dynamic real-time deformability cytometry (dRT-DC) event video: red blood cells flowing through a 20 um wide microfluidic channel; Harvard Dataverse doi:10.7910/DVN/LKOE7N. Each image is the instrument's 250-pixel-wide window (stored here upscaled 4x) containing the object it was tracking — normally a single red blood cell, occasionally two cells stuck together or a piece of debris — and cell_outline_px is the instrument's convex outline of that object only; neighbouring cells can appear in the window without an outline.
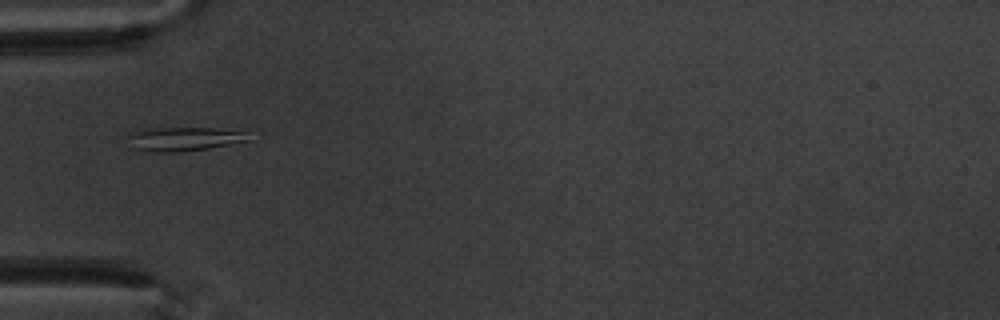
{"species": "common noctule bat (a hibernating species)", "species_latin": "Nyctalus noctula", "temperature_condition": "warm", "stored_images_in_passage": 3, "camera_frame_rate_fps": 3000, "um_per_image_px": 0.085, "animal": {"sex": "male", "body_mass_g": 20.1, "forearm_length_mm": 53.5}, "frame": {"image": 1, "passage_image": 1, "time_ms": 0.0, "image_size_px": [1000, 320], "cell_outline_px": [[252, 140], [208, 148], [176, 152], [152, 152], [136, 148], [128, 136], [132, 132], [148, 128], [248, 128]], "centroid_in_image_um": [15.87, 11.77], "position_along_channel_um": 69.1, "area_um2": 17.11}}
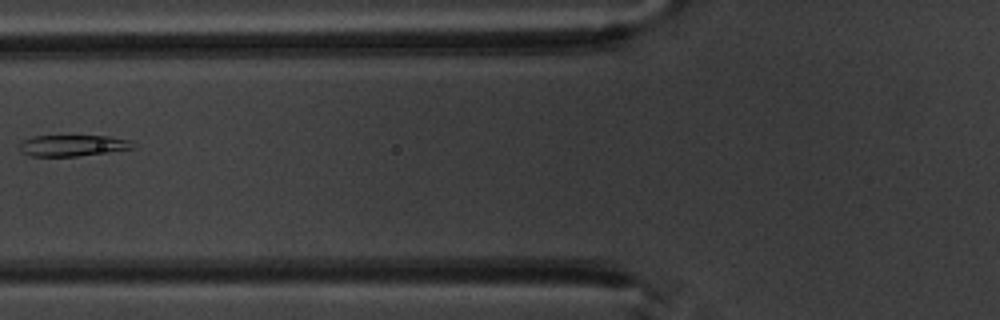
{"frame": {"image": 2, "passage_image": 2, "time_ms": 1.333, "image_size_px": [1000, 320], "cell_outline_px": [[136, 148], [108, 152], [76, 156], [32, 156], [20, 152], [20, 144], [24, 140], [32, 136], [108, 136], [132, 140], [136, 144]], "centroid_in_image_um": [6.24, 12.36], "position_along_channel_um": 119.6, "area_um2": 14.1}}